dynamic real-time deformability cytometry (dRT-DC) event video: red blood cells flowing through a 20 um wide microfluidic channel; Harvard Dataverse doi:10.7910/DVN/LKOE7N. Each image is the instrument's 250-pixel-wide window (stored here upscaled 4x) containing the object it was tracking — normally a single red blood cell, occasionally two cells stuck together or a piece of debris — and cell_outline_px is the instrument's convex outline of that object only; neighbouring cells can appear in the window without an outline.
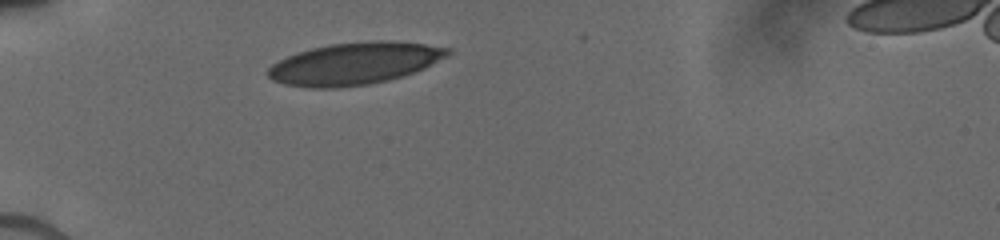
{"species": "human", "species_latin": "Homo sapiens", "temperature_condition": "cold", "stored_images_in_passage": 15, "camera_frame_rate_fps": 3000, "um_per_image_px": 0.085, "donor": {"sex": "male"}, "frame": {"image": 1, "passage_image": 1, "time_ms": 0.0, "image_size_px": [1000, 240], "cell_outline_px": [[452, 52], [424, 68], [388, 80], [368, 84], [336, 88], [312, 88], [284, 84], [272, 80], [268, 76], [268, 68], [272, 64], [296, 52], [312, 48], [332, 44], [368, 40], [396, 40], [452, 48]], "centroid_in_image_um": [30.12, 5.38], "position_along_channel_um": 54.9, "area_um2": 43.93}}
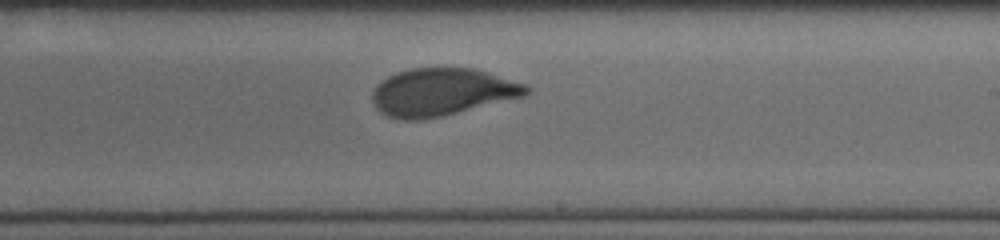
{"frame": {"image": 2, "passage_image": 9, "time_ms": 5.333, "image_size_px": [1000, 240], "cell_outline_px": [[532, 88], [524, 96], [424, 120], [400, 120], [388, 116], [380, 112], [376, 108], [372, 100], [372, 92], [376, 84], [388, 76], [396, 72], [412, 68], [472, 68], [488, 72], [528, 84]], "centroid_in_image_um": [37.55, 7.82], "position_along_channel_um": 251.4, "area_um2": 42.71}}
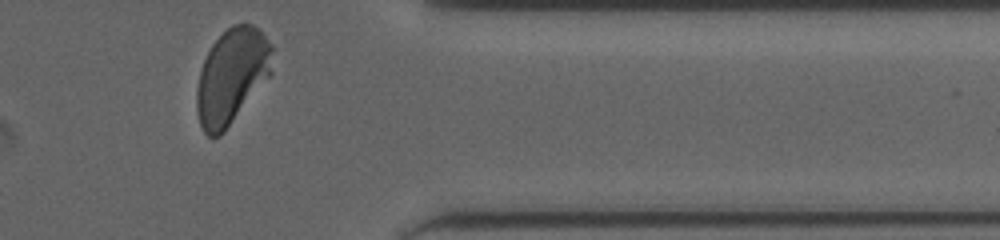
{"frame": {"image": 3, "passage_image": 15, "time_ms": 9.0, "image_size_px": [1000, 240], "cell_outline_px": [[272, 72], [224, 132], [220, 136], [208, 136], [204, 132], [200, 124], [196, 108], [196, 92], [200, 72], [204, 60], [212, 44], [232, 24], [252, 24], [260, 28], [272, 44]], "centroid_in_image_um": [19.71, 6.45], "position_along_channel_um": 391.7, "area_um2": 41.67}}